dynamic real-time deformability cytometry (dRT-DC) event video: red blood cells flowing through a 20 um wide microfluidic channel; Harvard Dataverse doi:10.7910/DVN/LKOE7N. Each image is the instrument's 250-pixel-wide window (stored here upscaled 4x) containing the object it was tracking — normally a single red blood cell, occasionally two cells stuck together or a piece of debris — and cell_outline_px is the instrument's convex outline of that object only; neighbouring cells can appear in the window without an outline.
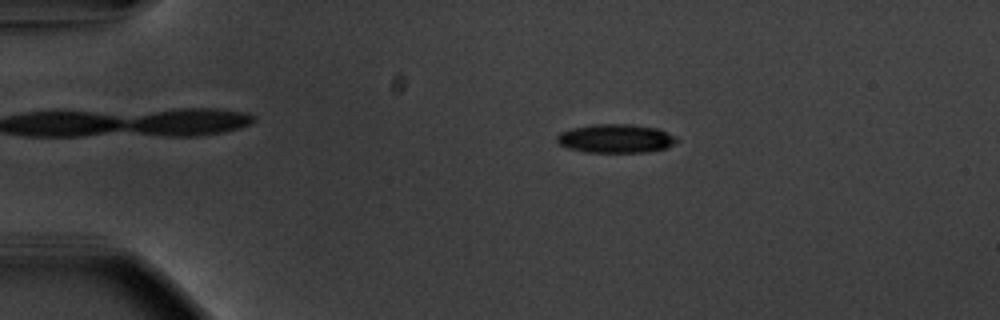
{"species": "common noctule bat (a hibernating species)", "species_latin": "Nyctalus noctula", "temperature_condition": "warm", "stored_images_in_passage": 55, "camera_frame_rate_fps": 3000, "um_per_image_px": 0.085, "animal": {"sex": "male", "body_mass_g": 20.1, "forearm_length_mm": 53.5}, "frame": {"image": 1, "passage_image": 11, "time_ms": 3.333, "image_size_px": [1000, 320], "cell_outline_px": [[680, 140], [664, 148], [648, 152], [584, 152], [568, 148], [560, 144], [556, 140], [556, 136], [560, 132], [572, 128], [592, 124], [632, 124], [656, 128], [676, 136]], "centroid_in_image_um": [52.32, 11.77], "position_along_channel_um": 32.7, "area_um2": 20.06}}
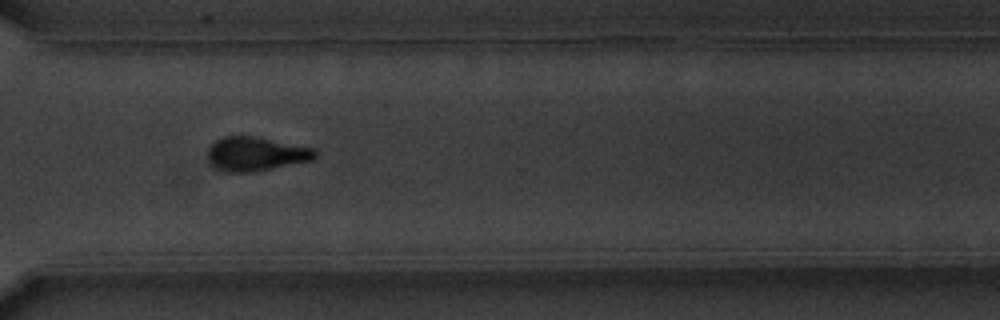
{"frame": {"image": 2, "passage_image": 41, "time_ms": 13.333, "image_size_px": [1000, 320], "cell_outline_px": [[316, 156], [312, 160], [252, 172], [228, 172], [212, 164], [208, 156], [208, 148], [216, 140], [224, 136], [256, 136], [316, 148]], "centroid_in_image_um": [21.79, 13.06], "position_along_channel_um": 348.8, "area_um2": 21.1}}
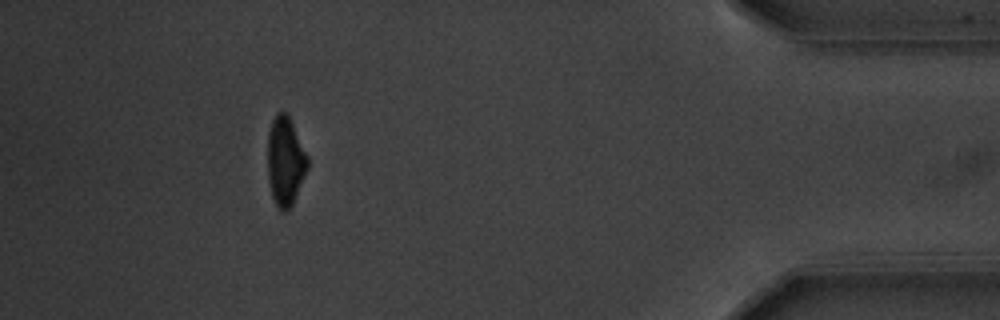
{"frame": {"image": 3, "passage_image": 50, "time_ms": 16.333, "image_size_px": [1000, 320], "cell_outline_px": [[308, 168], [292, 204], [288, 212], [280, 212], [276, 208], [272, 196], [268, 180], [268, 132], [272, 120], [276, 112], [284, 112], [288, 116], [308, 156]], "centroid_in_image_um": [24.23, 13.75], "position_along_channel_um": 411.0, "area_um2": 20.69}, "authors_computed_cell_mechanics": {"area_um2": 20.808, "velocity_mm_per_s": 3.7238, "shape_relaxation_time_tau1_ms": 2.7899, "shape_relaxation_time_tau2_ms": 3.7885, "deformation_change_tau1": 0.154, "deformation_change_tau2": 0.1068}}